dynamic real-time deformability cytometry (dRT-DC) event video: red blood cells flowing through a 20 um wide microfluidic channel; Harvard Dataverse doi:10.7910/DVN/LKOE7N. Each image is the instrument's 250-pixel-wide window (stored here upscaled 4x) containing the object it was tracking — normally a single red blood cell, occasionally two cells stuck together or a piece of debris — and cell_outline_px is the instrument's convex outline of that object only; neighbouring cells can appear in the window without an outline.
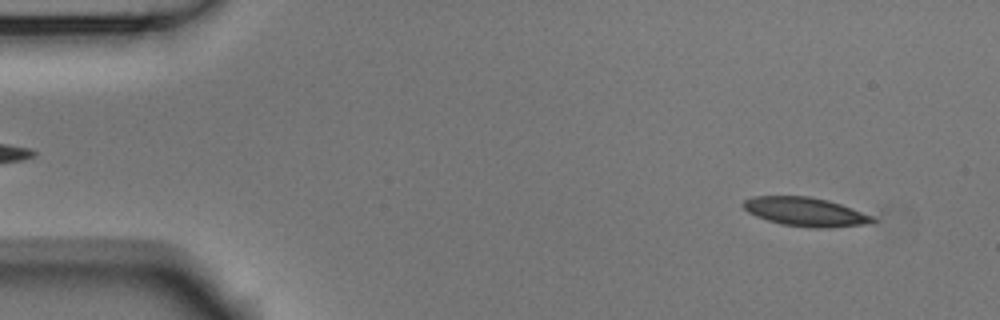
{"species": "Egyptian fruit bat (a non-hibernating species)", "species_latin": "Rousettus aegyptiacus", "temperature_condition": "room temperature", "stored_images_in_passage": 53, "camera_frame_rate_fps": 3000, "um_per_image_px": 0.085, "animal": {"sex": "male"}, "frame": {"image": 1, "passage_image": 4, "time_ms": 1.0, "image_size_px": [1000, 320], "cell_outline_px": [[876, 220], [872, 224], [832, 228], [812, 228], [780, 224], [756, 216], [748, 212], [744, 208], [744, 200], [752, 196], [808, 196], [828, 200], [852, 208], [872, 216]], "centroid_in_image_um": [68.49, 18.02], "position_along_channel_um": 16.5, "area_um2": 21.85}}
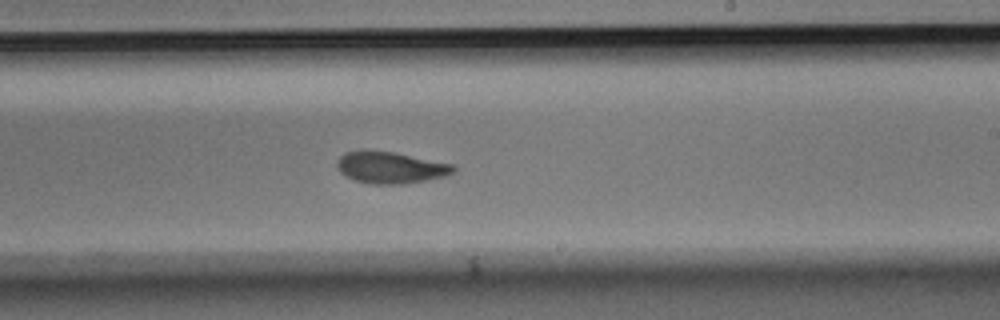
{"frame": {"image": 2, "passage_image": 31, "time_ms": 10.0, "image_size_px": [1000, 320], "cell_outline_px": [[456, 172], [444, 176], [428, 180], [404, 184], [368, 184], [356, 180], [340, 172], [336, 164], [340, 156], [344, 152], [364, 148], [392, 152], [456, 164]], "centroid_in_image_um": [33.21, 14.22], "position_along_channel_um": 255.8, "area_um2": 21.91}}
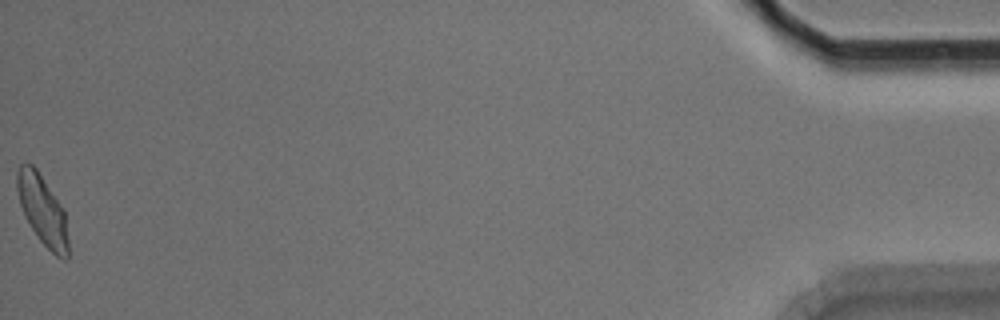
{"frame": {"image": 3, "passage_image": 53, "time_ms": 17.333, "image_size_px": [1000, 320], "cell_outline_px": [[68, 260], [64, 260], [56, 256], [40, 240], [24, 216], [20, 204], [16, 188], [16, 172], [20, 164], [24, 160], [32, 164], [36, 168], [64, 208], [68, 240]], "centroid_in_image_um": [3.6, 17.82], "position_along_channel_um": 431.6, "area_um2": 20.98}, "authors_computed_cell_mechanics": {"area_um2": 21.675, "velocity_mm_per_s": 3.7395, "shape_relaxation_time_tau1_ms": 5.7618, "shape_relaxation_time_tau2_ms": 1.8745, "deformation_change_tau1": 0.1655, "deformation_change_tau2": 0.0782}}